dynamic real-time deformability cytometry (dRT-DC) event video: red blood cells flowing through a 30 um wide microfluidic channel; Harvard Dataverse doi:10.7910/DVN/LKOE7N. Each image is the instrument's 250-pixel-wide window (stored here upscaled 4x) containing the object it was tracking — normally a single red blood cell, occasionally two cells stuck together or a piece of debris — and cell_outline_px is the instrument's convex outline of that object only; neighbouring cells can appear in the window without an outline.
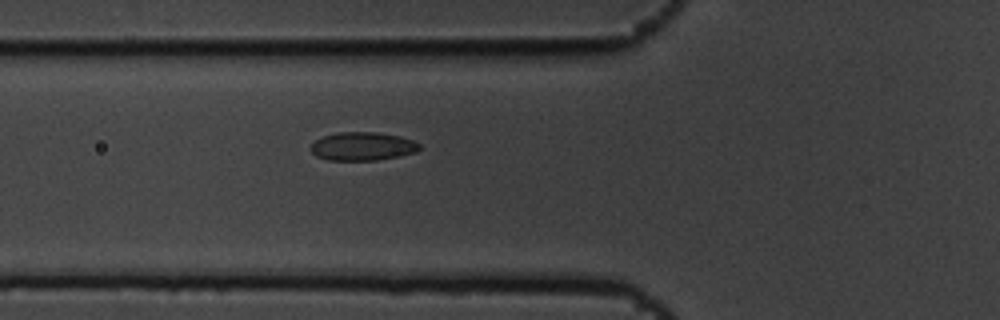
{"species": "common noctule bat (a hibernating species)", "species_latin": "Nyctalus noctula", "temperature_condition": "cold", "stored_images_in_passage": 4, "camera_frame_rate_fps": 3000, "um_per_image_px": 0.085, "animal": {"sex": "male", "body_mass_g": 19.5, "forearm_length_mm": 54.6}, "frame": {"image": 1, "passage_image": 4, "time_ms": 1.0, "image_size_px": [1000, 320], "cell_outline_px": [[420, 148], [416, 152], [400, 156], [376, 160], [328, 160], [316, 156], [308, 148], [316, 140], [324, 136], [336, 132], [376, 132], [400, 136], [412, 140], [420, 144]], "centroid_in_image_um": [30.81, 12.44], "position_along_channel_um": 95.0, "area_um2": 18.03}}